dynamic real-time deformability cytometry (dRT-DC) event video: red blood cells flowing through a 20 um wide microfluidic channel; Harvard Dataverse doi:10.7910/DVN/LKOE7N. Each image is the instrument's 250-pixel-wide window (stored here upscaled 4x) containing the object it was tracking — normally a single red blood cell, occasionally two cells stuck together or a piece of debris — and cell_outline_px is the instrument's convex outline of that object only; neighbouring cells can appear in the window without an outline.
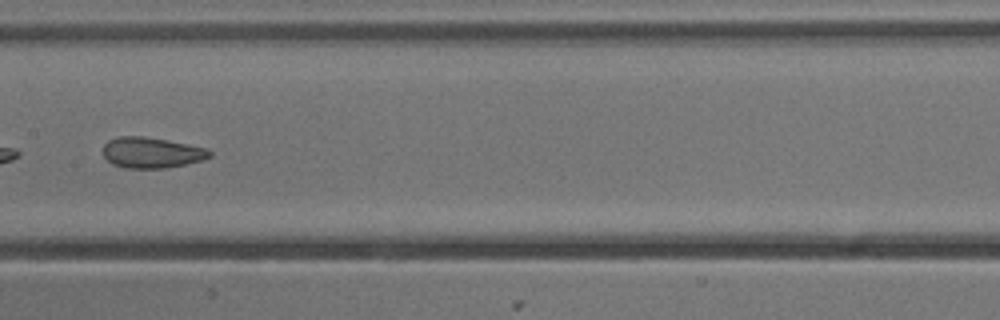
{"species": "common noctule bat (a hibernating species)", "species_latin": "Nyctalus noctula", "temperature_condition": "cold", "stored_images_in_passage": 10, "camera_frame_rate_fps": 3000, "um_per_image_px": 0.085, "animal": {"sex": "male", "body_mass_g": 13.3}, "frame": {"image": 1, "passage_image": 7, "time_ms": 2.0, "image_size_px": [1000, 320], "cell_outline_px": [[212, 156], [200, 160], [184, 164], [164, 168], [124, 168], [112, 164], [104, 156], [104, 144], [108, 140], [120, 136], [144, 136], [168, 140], [188, 144], [204, 148], [212, 152]], "centroid_in_image_um": [12.86, 12.97], "position_along_channel_um": 194.5, "area_um2": 18.96}}
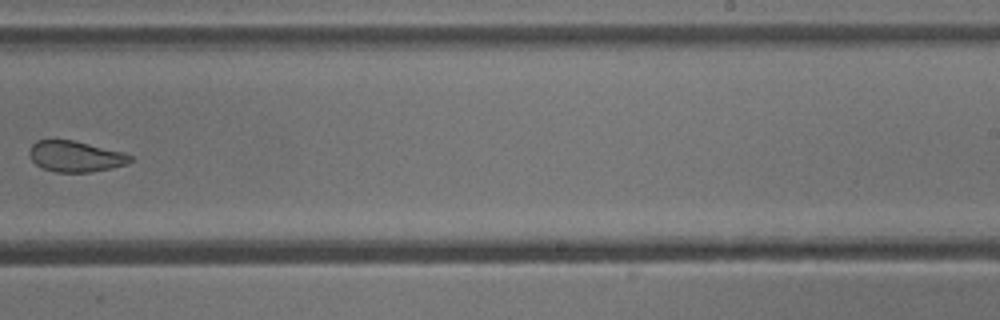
{"frame": {"image": 2, "passage_image": 9, "time_ms": 2.667, "image_size_px": [1000, 320], "cell_outline_px": [[136, 160], [128, 164], [112, 168], [92, 172], [56, 172], [44, 168], [36, 164], [28, 156], [28, 148], [36, 140], [72, 140], [124, 152], [132, 156]], "centroid_in_image_um": [6.44, 13.3], "position_along_channel_um": 282.6, "area_um2": 18.38}}